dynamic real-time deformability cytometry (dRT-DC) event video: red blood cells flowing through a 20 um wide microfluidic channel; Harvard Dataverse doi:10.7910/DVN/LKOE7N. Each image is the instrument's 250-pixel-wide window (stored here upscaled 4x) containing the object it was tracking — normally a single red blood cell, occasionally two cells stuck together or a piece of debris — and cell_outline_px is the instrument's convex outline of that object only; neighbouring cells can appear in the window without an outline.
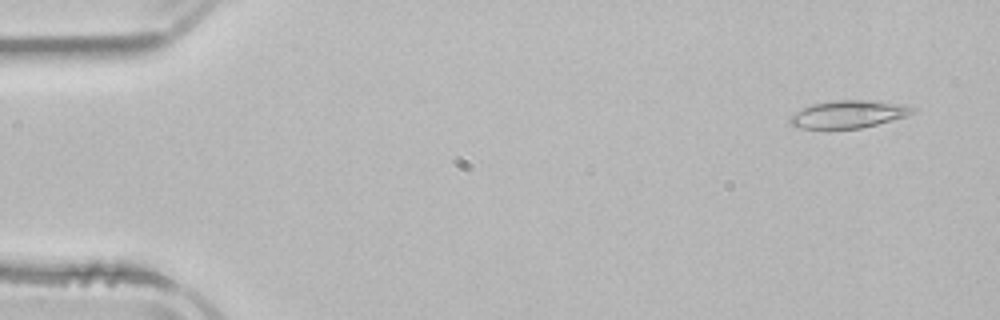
{"species": "common noctule bat (a hibernating species)", "species_latin": "Nyctalus noctula", "temperature_condition": "room temperature", "stored_images_in_passage": 3, "camera_frame_rate_fps": 3000, "um_per_image_px": 0.085, "animal": {"sex": "male", "body_mass_g": 21.5, "forearm_length_mm": 52.0}, "frame": {"image": 1, "passage_image": 1, "time_ms": 0.0, "image_size_px": [1000, 320], "cell_outline_px": [[916, 112], [904, 116], [876, 124], [860, 128], [800, 128], [788, 124], [788, 116], [812, 104], [832, 100], [868, 100], [908, 104], [916, 108]], "centroid_in_image_um": [72.11, 9.69], "position_along_channel_um": 12.9, "area_um2": 19.71}}